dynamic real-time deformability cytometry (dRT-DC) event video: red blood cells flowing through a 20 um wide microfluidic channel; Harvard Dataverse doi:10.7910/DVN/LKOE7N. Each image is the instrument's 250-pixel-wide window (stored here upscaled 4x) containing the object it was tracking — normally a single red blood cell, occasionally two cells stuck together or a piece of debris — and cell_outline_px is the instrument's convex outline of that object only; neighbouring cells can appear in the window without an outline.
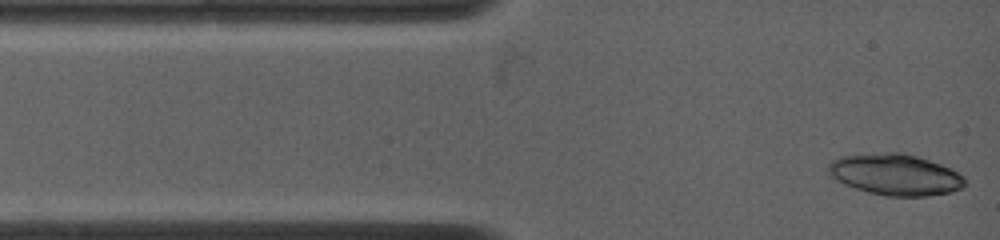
{"species": "common noctule bat (a hibernating species)", "species_latin": "Nyctalus noctula", "temperature_condition": "warm", "stored_images_in_passage": 17, "camera_frame_rate_fps": 4500, "um_per_image_px": 0.085, "animal": {"sex": "female", "body_mass_g": 19.0, "forearm_length_mm": 53.3}, "frame": {"image": 1, "passage_image": 1, "time_ms": 0.0, "image_size_px": [1000, 240], "cell_outline_px": [[964, 188], [952, 192], [928, 196], [888, 196], [868, 192], [844, 184], [828, 176], [828, 164], [832, 160], [840, 156], [888, 152], [904, 152], [940, 164], [964, 176]], "centroid_in_image_um": [76.07, 14.84], "position_along_channel_um": 8.9, "area_um2": 32.83}}